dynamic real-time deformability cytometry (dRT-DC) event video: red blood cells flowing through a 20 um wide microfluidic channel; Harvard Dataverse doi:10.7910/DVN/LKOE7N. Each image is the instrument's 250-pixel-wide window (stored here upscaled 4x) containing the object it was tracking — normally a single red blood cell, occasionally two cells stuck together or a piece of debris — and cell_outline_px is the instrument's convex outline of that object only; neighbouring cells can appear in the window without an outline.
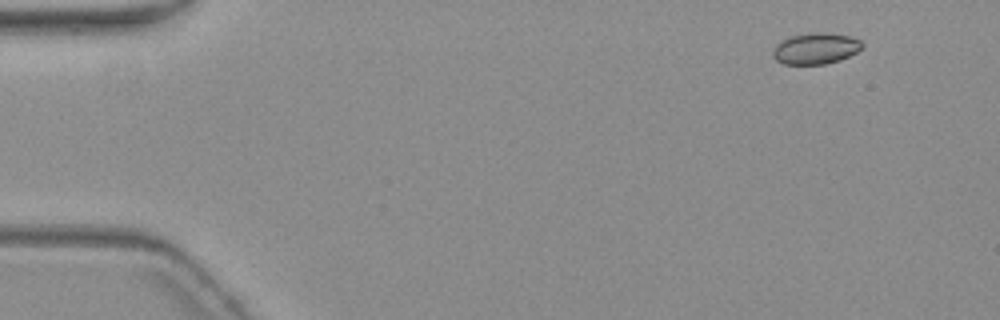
{"species": "common noctule bat (a hibernating species)", "species_latin": "Nyctalus noctula", "temperature_condition": "warm", "stored_images_in_passage": 7, "camera_frame_rate_fps": 3000, "um_per_image_px": 0.085, "animal": {"sex": "female", "body_mass_g": 19.3, "forearm_length_mm": 54.1}, "frame": {"image": 1, "passage_image": 2, "time_ms": 1.0, "image_size_px": [1000, 320], "cell_outline_px": [[864, 44], [856, 52], [840, 60], [824, 64], [784, 64], [776, 60], [772, 56], [772, 52], [776, 44], [788, 36], [812, 32], [824, 32], [852, 36], [860, 40]], "centroid_in_image_um": [69.31, 4.11], "position_along_channel_um": 15.7, "area_um2": 16.36}}
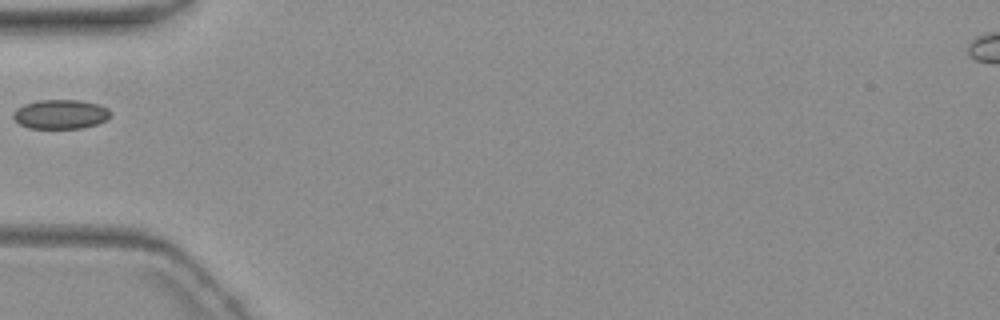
{"frame": {"image": 2, "passage_image": 6, "time_ms": 6.0, "image_size_px": [1000, 320], "cell_outline_px": [[112, 112], [108, 120], [84, 128], [28, 128], [20, 124], [12, 116], [24, 104], [36, 100], [80, 100], [100, 104], [108, 108]], "centroid_in_image_um": [5.22, 9.71], "position_along_channel_um": 79.8, "area_um2": 16.65}}
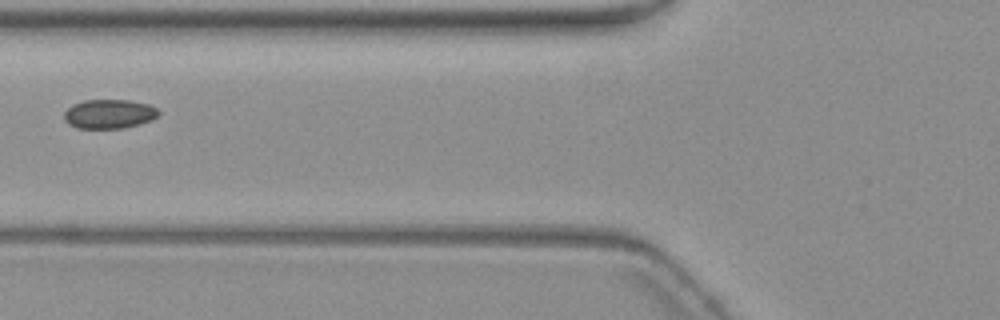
{"frame": {"image": 3, "passage_image": 7, "time_ms": 7.0, "image_size_px": [1000, 320], "cell_outline_px": [[160, 112], [152, 120], [140, 124], [124, 128], [76, 128], [68, 124], [64, 120], [64, 112], [72, 104], [84, 100], [128, 100], [148, 104], [156, 108]], "centroid_in_image_um": [9.26, 9.69], "position_along_channel_um": 116.5, "area_um2": 16.13}}